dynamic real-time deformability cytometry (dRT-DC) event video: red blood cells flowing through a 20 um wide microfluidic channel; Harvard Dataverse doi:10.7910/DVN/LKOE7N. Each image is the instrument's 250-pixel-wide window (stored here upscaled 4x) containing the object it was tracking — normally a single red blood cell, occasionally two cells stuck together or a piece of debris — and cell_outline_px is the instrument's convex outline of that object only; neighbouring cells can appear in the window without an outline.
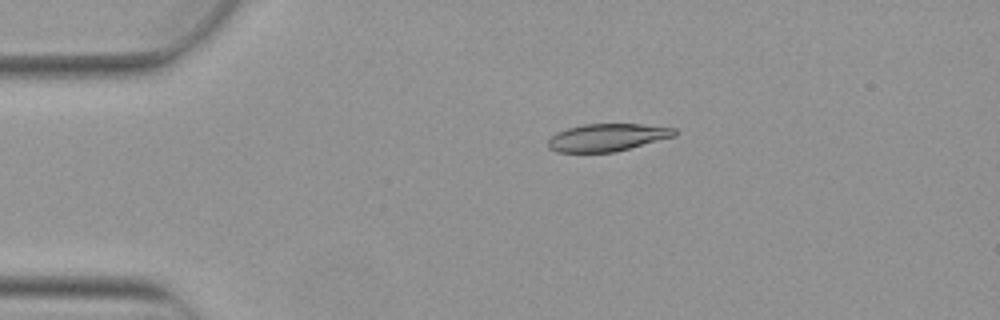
{"species": "Egyptian fruit bat (a non-hibernating species)", "species_latin": "Rousettus aegyptiacus", "temperature_condition": "warm", "stored_images_in_passage": 2, "camera_frame_rate_fps": 3000, "um_per_image_px": 0.085, "animal": {"sex": "female"}, "frame": {"image": 1, "passage_image": 1, "time_ms": 0.0, "image_size_px": [1000, 320], "cell_outline_px": [[676, 136], [616, 152], [556, 152], [548, 148], [548, 140], [556, 132], [568, 128], [584, 124], [640, 124], [676, 128]], "centroid_in_image_um": [51.62, 11.68], "position_along_channel_um": 33.4, "area_um2": 20.35}}